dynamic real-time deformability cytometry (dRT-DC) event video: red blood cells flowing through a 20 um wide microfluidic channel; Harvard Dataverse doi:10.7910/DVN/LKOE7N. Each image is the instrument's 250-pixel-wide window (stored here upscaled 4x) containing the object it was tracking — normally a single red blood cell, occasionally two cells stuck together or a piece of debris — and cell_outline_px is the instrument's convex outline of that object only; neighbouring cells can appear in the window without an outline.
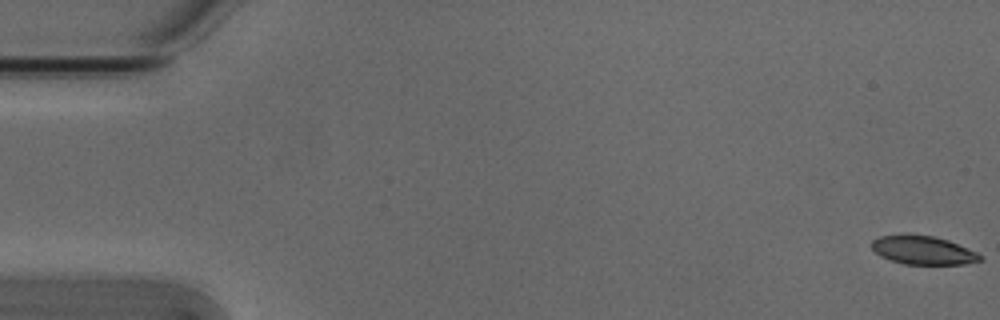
{"species": "Egyptian fruit bat (a non-hibernating species)", "species_latin": "Rousettus aegyptiacus", "temperature_condition": "cold", "stored_images_in_passage": 5, "camera_frame_rate_fps": 3000, "um_per_image_px": 0.085, "animal": {"sex": "male"}, "frame": {"image": 1, "passage_image": 1, "time_ms": 0.0, "image_size_px": [1000, 320], "cell_outline_px": [[984, 260], [964, 264], [904, 264], [880, 256], [872, 248], [872, 240], [880, 236], [904, 232], [932, 236], [948, 240], [976, 252], [984, 256]], "centroid_in_image_um": [78.45, 21.24], "position_along_channel_um": 6.6, "area_um2": 18.32}}
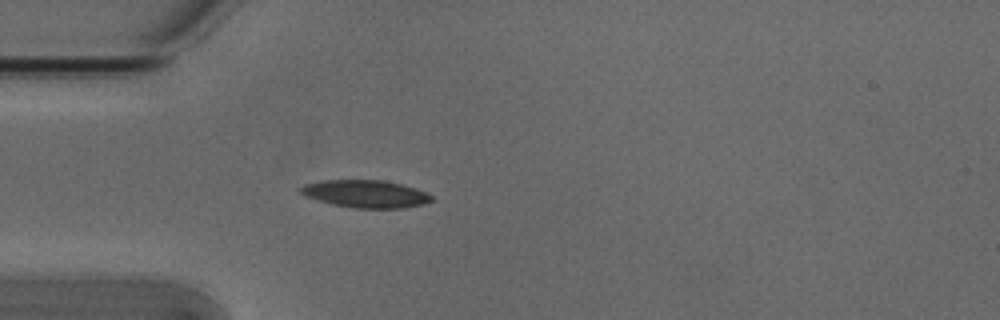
{"frame": {"image": 2, "passage_image": 5, "time_ms": 1.333, "image_size_px": [1000, 320], "cell_outline_px": [[436, 200], [424, 204], [404, 208], [352, 208], [332, 204], [316, 200], [304, 196], [300, 192], [300, 188], [304, 184], [324, 180], [384, 180], [400, 184], [424, 192], [432, 196]], "centroid_in_image_um": [31.06, 16.49], "position_along_channel_um": 53.9, "area_um2": 21.04}}